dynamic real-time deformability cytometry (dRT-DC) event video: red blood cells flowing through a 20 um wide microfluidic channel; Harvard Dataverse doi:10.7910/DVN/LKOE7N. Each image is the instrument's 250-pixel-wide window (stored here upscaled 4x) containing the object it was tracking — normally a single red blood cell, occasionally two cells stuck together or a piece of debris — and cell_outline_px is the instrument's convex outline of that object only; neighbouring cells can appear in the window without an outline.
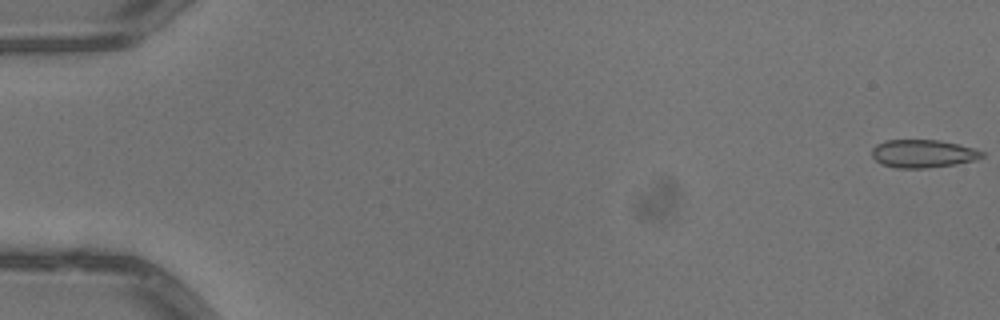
{"species": "common noctule bat (a hibernating species)", "species_latin": "Nyctalus noctula", "temperature_condition": "warm", "stored_images_in_passage": 6, "camera_frame_rate_fps": 3000, "um_per_image_px": 0.085, "animal": {"sex": "male", "body_mass_g": 13.3}, "frame": {"image": 1, "passage_image": 1, "time_ms": 0.0, "image_size_px": [1000, 320], "cell_outline_px": [[984, 156], [976, 160], [956, 164], [928, 168], [896, 168], [884, 164], [876, 160], [872, 156], [872, 148], [876, 144], [884, 140], [940, 140], [976, 148], [984, 152]], "centroid_in_image_um": [78.48, 13.05], "position_along_channel_um": 6.5, "area_um2": 18.09}}
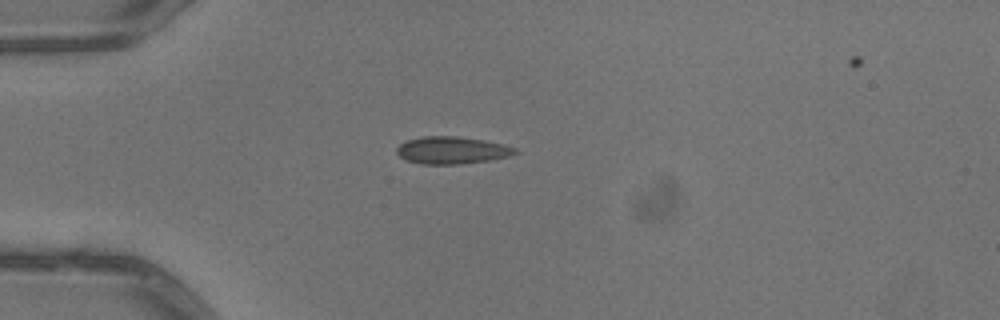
{"frame": {"image": 2, "passage_image": 5, "time_ms": 1.333, "image_size_px": [1000, 320], "cell_outline_px": [[520, 152], [508, 156], [488, 160], [460, 164], [420, 164], [408, 160], [400, 156], [396, 152], [396, 148], [400, 144], [408, 140], [424, 136], [456, 136], [484, 140], [516, 148]], "centroid_in_image_um": [38.4, 12.77], "position_along_channel_um": 46.6, "area_um2": 18.61}}